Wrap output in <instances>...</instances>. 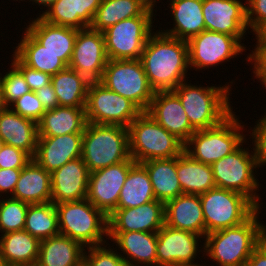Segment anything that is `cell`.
<instances>
[{"label":"cell","mask_w":266,"mask_h":266,"mask_svg":"<svg viewBox=\"0 0 266 266\" xmlns=\"http://www.w3.org/2000/svg\"><path fill=\"white\" fill-rule=\"evenodd\" d=\"M134 163L130 157L126 161L90 173L86 199L107 217L117 209L121 189Z\"/></svg>","instance_id":"obj_15"},{"label":"cell","mask_w":266,"mask_h":266,"mask_svg":"<svg viewBox=\"0 0 266 266\" xmlns=\"http://www.w3.org/2000/svg\"><path fill=\"white\" fill-rule=\"evenodd\" d=\"M83 133L38 137L33 159L50 174L81 157Z\"/></svg>","instance_id":"obj_21"},{"label":"cell","mask_w":266,"mask_h":266,"mask_svg":"<svg viewBox=\"0 0 266 266\" xmlns=\"http://www.w3.org/2000/svg\"><path fill=\"white\" fill-rule=\"evenodd\" d=\"M21 169H1L0 168V198L2 194L11 197L16 183L18 182Z\"/></svg>","instance_id":"obj_48"},{"label":"cell","mask_w":266,"mask_h":266,"mask_svg":"<svg viewBox=\"0 0 266 266\" xmlns=\"http://www.w3.org/2000/svg\"><path fill=\"white\" fill-rule=\"evenodd\" d=\"M108 60L103 33L90 27L79 29L69 67L89 81H100Z\"/></svg>","instance_id":"obj_16"},{"label":"cell","mask_w":266,"mask_h":266,"mask_svg":"<svg viewBox=\"0 0 266 266\" xmlns=\"http://www.w3.org/2000/svg\"><path fill=\"white\" fill-rule=\"evenodd\" d=\"M139 4H141L146 10L151 11L154 13L156 10L154 9L157 2H160L159 0H136Z\"/></svg>","instance_id":"obj_52"},{"label":"cell","mask_w":266,"mask_h":266,"mask_svg":"<svg viewBox=\"0 0 266 266\" xmlns=\"http://www.w3.org/2000/svg\"><path fill=\"white\" fill-rule=\"evenodd\" d=\"M246 62L251 64L250 67H253L252 73L253 77L258 79L261 83V87L266 89V53L265 52H251L246 57ZM253 65V66H252Z\"/></svg>","instance_id":"obj_47"},{"label":"cell","mask_w":266,"mask_h":266,"mask_svg":"<svg viewBox=\"0 0 266 266\" xmlns=\"http://www.w3.org/2000/svg\"><path fill=\"white\" fill-rule=\"evenodd\" d=\"M108 240L121 250L126 266H157V232H108Z\"/></svg>","instance_id":"obj_22"},{"label":"cell","mask_w":266,"mask_h":266,"mask_svg":"<svg viewBox=\"0 0 266 266\" xmlns=\"http://www.w3.org/2000/svg\"><path fill=\"white\" fill-rule=\"evenodd\" d=\"M89 83L84 75L69 66L51 76L59 106L86 107Z\"/></svg>","instance_id":"obj_35"},{"label":"cell","mask_w":266,"mask_h":266,"mask_svg":"<svg viewBox=\"0 0 266 266\" xmlns=\"http://www.w3.org/2000/svg\"><path fill=\"white\" fill-rule=\"evenodd\" d=\"M9 107L19 115L31 119L36 123L41 120L46 111L38 99L37 94L33 91L25 93L23 96L15 100Z\"/></svg>","instance_id":"obj_42"},{"label":"cell","mask_w":266,"mask_h":266,"mask_svg":"<svg viewBox=\"0 0 266 266\" xmlns=\"http://www.w3.org/2000/svg\"><path fill=\"white\" fill-rule=\"evenodd\" d=\"M27 1L32 2V4H37L39 7L41 5L40 7L41 10L43 9L42 7L44 6L45 10V8H48L56 0H27Z\"/></svg>","instance_id":"obj_53"},{"label":"cell","mask_w":266,"mask_h":266,"mask_svg":"<svg viewBox=\"0 0 266 266\" xmlns=\"http://www.w3.org/2000/svg\"><path fill=\"white\" fill-rule=\"evenodd\" d=\"M38 123L7 107L0 113V138L4 144L27 152L32 158L38 142Z\"/></svg>","instance_id":"obj_26"},{"label":"cell","mask_w":266,"mask_h":266,"mask_svg":"<svg viewBox=\"0 0 266 266\" xmlns=\"http://www.w3.org/2000/svg\"><path fill=\"white\" fill-rule=\"evenodd\" d=\"M155 92L173 91L186 81L189 70L188 43L156 30L149 37L139 59Z\"/></svg>","instance_id":"obj_1"},{"label":"cell","mask_w":266,"mask_h":266,"mask_svg":"<svg viewBox=\"0 0 266 266\" xmlns=\"http://www.w3.org/2000/svg\"><path fill=\"white\" fill-rule=\"evenodd\" d=\"M264 237L266 239V223H265V229H264Z\"/></svg>","instance_id":"obj_56"},{"label":"cell","mask_w":266,"mask_h":266,"mask_svg":"<svg viewBox=\"0 0 266 266\" xmlns=\"http://www.w3.org/2000/svg\"><path fill=\"white\" fill-rule=\"evenodd\" d=\"M165 224L205 238V222L199 195L181 194L165 203Z\"/></svg>","instance_id":"obj_25"},{"label":"cell","mask_w":266,"mask_h":266,"mask_svg":"<svg viewBox=\"0 0 266 266\" xmlns=\"http://www.w3.org/2000/svg\"><path fill=\"white\" fill-rule=\"evenodd\" d=\"M167 6L172 13L174 24L171 29L159 30L161 33L188 41L191 37L206 30L202 13L203 0H169Z\"/></svg>","instance_id":"obj_27"},{"label":"cell","mask_w":266,"mask_h":266,"mask_svg":"<svg viewBox=\"0 0 266 266\" xmlns=\"http://www.w3.org/2000/svg\"><path fill=\"white\" fill-rule=\"evenodd\" d=\"M10 70L0 73V83L5 104L9 107L15 100L30 91L23 73L11 62Z\"/></svg>","instance_id":"obj_40"},{"label":"cell","mask_w":266,"mask_h":266,"mask_svg":"<svg viewBox=\"0 0 266 266\" xmlns=\"http://www.w3.org/2000/svg\"><path fill=\"white\" fill-rule=\"evenodd\" d=\"M3 145H4V142H3L2 139L0 138V151H1V148H2Z\"/></svg>","instance_id":"obj_55"},{"label":"cell","mask_w":266,"mask_h":266,"mask_svg":"<svg viewBox=\"0 0 266 266\" xmlns=\"http://www.w3.org/2000/svg\"><path fill=\"white\" fill-rule=\"evenodd\" d=\"M165 225V203L154 200L133 208H117L108 216V232H158Z\"/></svg>","instance_id":"obj_18"},{"label":"cell","mask_w":266,"mask_h":266,"mask_svg":"<svg viewBox=\"0 0 266 266\" xmlns=\"http://www.w3.org/2000/svg\"><path fill=\"white\" fill-rule=\"evenodd\" d=\"M102 0H56L38 14L50 24L84 29L91 25Z\"/></svg>","instance_id":"obj_24"},{"label":"cell","mask_w":266,"mask_h":266,"mask_svg":"<svg viewBox=\"0 0 266 266\" xmlns=\"http://www.w3.org/2000/svg\"><path fill=\"white\" fill-rule=\"evenodd\" d=\"M61 235L84 248L108 242V217L89 200L63 202L55 205Z\"/></svg>","instance_id":"obj_6"},{"label":"cell","mask_w":266,"mask_h":266,"mask_svg":"<svg viewBox=\"0 0 266 266\" xmlns=\"http://www.w3.org/2000/svg\"><path fill=\"white\" fill-rule=\"evenodd\" d=\"M0 199V232L1 235L8 232L22 231L25 226L26 213L29 204L13 199L1 197Z\"/></svg>","instance_id":"obj_39"},{"label":"cell","mask_w":266,"mask_h":266,"mask_svg":"<svg viewBox=\"0 0 266 266\" xmlns=\"http://www.w3.org/2000/svg\"><path fill=\"white\" fill-rule=\"evenodd\" d=\"M248 28L255 35L266 25V0H246Z\"/></svg>","instance_id":"obj_46"},{"label":"cell","mask_w":266,"mask_h":266,"mask_svg":"<svg viewBox=\"0 0 266 266\" xmlns=\"http://www.w3.org/2000/svg\"><path fill=\"white\" fill-rule=\"evenodd\" d=\"M233 81L226 82L223 86L204 87L200 84L192 85L186 80L173 90L195 131L217 126L233 112L229 101L232 84L235 83Z\"/></svg>","instance_id":"obj_3"},{"label":"cell","mask_w":266,"mask_h":266,"mask_svg":"<svg viewBox=\"0 0 266 266\" xmlns=\"http://www.w3.org/2000/svg\"><path fill=\"white\" fill-rule=\"evenodd\" d=\"M204 215L205 235L243 224L259 208L245 195L213 188L199 195Z\"/></svg>","instance_id":"obj_8"},{"label":"cell","mask_w":266,"mask_h":266,"mask_svg":"<svg viewBox=\"0 0 266 266\" xmlns=\"http://www.w3.org/2000/svg\"><path fill=\"white\" fill-rule=\"evenodd\" d=\"M8 106L5 104L4 98H3V91L2 86L0 83V113L3 112Z\"/></svg>","instance_id":"obj_54"},{"label":"cell","mask_w":266,"mask_h":266,"mask_svg":"<svg viewBox=\"0 0 266 266\" xmlns=\"http://www.w3.org/2000/svg\"><path fill=\"white\" fill-rule=\"evenodd\" d=\"M260 213L259 208L243 224L205 235L202 257L207 256L218 266H246L252 251L265 238Z\"/></svg>","instance_id":"obj_2"},{"label":"cell","mask_w":266,"mask_h":266,"mask_svg":"<svg viewBox=\"0 0 266 266\" xmlns=\"http://www.w3.org/2000/svg\"><path fill=\"white\" fill-rule=\"evenodd\" d=\"M84 250L79 242L58 234L40 241L35 266H80Z\"/></svg>","instance_id":"obj_31"},{"label":"cell","mask_w":266,"mask_h":266,"mask_svg":"<svg viewBox=\"0 0 266 266\" xmlns=\"http://www.w3.org/2000/svg\"><path fill=\"white\" fill-rule=\"evenodd\" d=\"M23 230L40 241L60 234L55 204H29Z\"/></svg>","instance_id":"obj_38"},{"label":"cell","mask_w":266,"mask_h":266,"mask_svg":"<svg viewBox=\"0 0 266 266\" xmlns=\"http://www.w3.org/2000/svg\"><path fill=\"white\" fill-rule=\"evenodd\" d=\"M189 68L200 72L202 69L217 67L231 62L247 50L236 37L224 33L204 30L188 41ZM238 55V56H237Z\"/></svg>","instance_id":"obj_13"},{"label":"cell","mask_w":266,"mask_h":266,"mask_svg":"<svg viewBox=\"0 0 266 266\" xmlns=\"http://www.w3.org/2000/svg\"><path fill=\"white\" fill-rule=\"evenodd\" d=\"M235 113L217 126L195 131L184 144V151L198 162L212 165L246 144L245 123Z\"/></svg>","instance_id":"obj_5"},{"label":"cell","mask_w":266,"mask_h":266,"mask_svg":"<svg viewBox=\"0 0 266 266\" xmlns=\"http://www.w3.org/2000/svg\"><path fill=\"white\" fill-rule=\"evenodd\" d=\"M146 112L183 144L195 132L190 125L179 97L173 91L155 92Z\"/></svg>","instance_id":"obj_19"},{"label":"cell","mask_w":266,"mask_h":266,"mask_svg":"<svg viewBox=\"0 0 266 266\" xmlns=\"http://www.w3.org/2000/svg\"><path fill=\"white\" fill-rule=\"evenodd\" d=\"M81 157L90 173L128 160V128L87 122L83 132Z\"/></svg>","instance_id":"obj_4"},{"label":"cell","mask_w":266,"mask_h":266,"mask_svg":"<svg viewBox=\"0 0 266 266\" xmlns=\"http://www.w3.org/2000/svg\"><path fill=\"white\" fill-rule=\"evenodd\" d=\"M145 10L136 0H102L89 27L103 32L122 20L140 16Z\"/></svg>","instance_id":"obj_37"},{"label":"cell","mask_w":266,"mask_h":266,"mask_svg":"<svg viewBox=\"0 0 266 266\" xmlns=\"http://www.w3.org/2000/svg\"><path fill=\"white\" fill-rule=\"evenodd\" d=\"M242 1L203 0L202 13L206 30L234 36L242 42L246 33H249L246 1Z\"/></svg>","instance_id":"obj_17"},{"label":"cell","mask_w":266,"mask_h":266,"mask_svg":"<svg viewBox=\"0 0 266 266\" xmlns=\"http://www.w3.org/2000/svg\"><path fill=\"white\" fill-rule=\"evenodd\" d=\"M155 16L153 12L145 10L140 16L122 20L104 30L102 33L108 59H140L146 42L157 27L153 24Z\"/></svg>","instance_id":"obj_10"},{"label":"cell","mask_w":266,"mask_h":266,"mask_svg":"<svg viewBox=\"0 0 266 266\" xmlns=\"http://www.w3.org/2000/svg\"><path fill=\"white\" fill-rule=\"evenodd\" d=\"M87 124L85 107L58 106L46 110L38 122L39 137L83 133Z\"/></svg>","instance_id":"obj_29"},{"label":"cell","mask_w":266,"mask_h":266,"mask_svg":"<svg viewBox=\"0 0 266 266\" xmlns=\"http://www.w3.org/2000/svg\"><path fill=\"white\" fill-rule=\"evenodd\" d=\"M246 266H266V239L252 251Z\"/></svg>","instance_id":"obj_50"},{"label":"cell","mask_w":266,"mask_h":266,"mask_svg":"<svg viewBox=\"0 0 266 266\" xmlns=\"http://www.w3.org/2000/svg\"><path fill=\"white\" fill-rule=\"evenodd\" d=\"M0 258L2 264L35 266L40 240L25 230L0 235Z\"/></svg>","instance_id":"obj_30"},{"label":"cell","mask_w":266,"mask_h":266,"mask_svg":"<svg viewBox=\"0 0 266 266\" xmlns=\"http://www.w3.org/2000/svg\"><path fill=\"white\" fill-rule=\"evenodd\" d=\"M85 112L89 123L127 128L142 113L132 101L111 91L100 81L89 83Z\"/></svg>","instance_id":"obj_12"},{"label":"cell","mask_w":266,"mask_h":266,"mask_svg":"<svg viewBox=\"0 0 266 266\" xmlns=\"http://www.w3.org/2000/svg\"><path fill=\"white\" fill-rule=\"evenodd\" d=\"M153 187L146 168L135 162L121 189L117 208H133L154 201Z\"/></svg>","instance_id":"obj_36"},{"label":"cell","mask_w":266,"mask_h":266,"mask_svg":"<svg viewBox=\"0 0 266 266\" xmlns=\"http://www.w3.org/2000/svg\"><path fill=\"white\" fill-rule=\"evenodd\" d=\"M147 170L155 199L166 203L183 194L177 175V157L141 163Z\"/></svg>","instance_id":"obj_32"},{"label":"cell","mask_w":266,"mask_h":266,"mask_svg":"<svg viewBox=\"0 0 266 266\" xmlns=\"http://www.w3.org/2000/svg\"><path fill=\"white\" fill-rule=\"evenodd\" d=\"M100 82L132 101L142 112L148 110L155 94L139 59H109Z\"/></svg>","instance_id":"obj_11"},{"label":"cell","mask_w":266,"mask_h":266,"mask_svg":"<svg viewBox=\"0 0 266 266\" xmlns=\"http://www.w3.org/2000/svg\"><path fill=\"white\" fill-rule=\"evenodd\" d=\"M90 172L83 158L67 162L51 173V202L55 205L86 199Z\"/></svg>","instance_id":"obj_20"},{"label":"cell","mask_w":266,"mask_h":266,"mask_svg":"<svg viewBox=\"0 0 266 266\" xmlns=\"http://www.w3.org/2000/svg\"><path fill=\"white\" fill-rule=\"evenodd\" d=\"M177 175L184 194L201 195L216 187L211 165L198 162L185 151L177 157Z\"/></svg>","instance_id":"obj_33"},{"label":"cell","mask_w":266,"mask_h":266,"mask_svg":"<svg viewBox=\"0 0 266 266\" xmlns=\"http://www.w3.org/2000/svg\"><path fill=\"white\" fill-rule=\"evenodd\" d=\"M130 157L137 163L178 157L184 144L147 112H142L128 127Z\"/></svg>","instance_id":"obj_7"},{"label":"cell","mask_w":266,"mask_h":266,"mask_svg":"<svg viewBox=\"0 0 266 266\" xmlns=\"http://www.w3.org/2000/svg\"><path fill=\"white\" fill-rule=\"evenodd\" d=\"M82 264L84 266H126L116 247L111 248L108 242L85 248Z\"/></svg>","instance_id":"obj_41"},{"label":"cell","mask_w":266,"mask_h":266,"mask_svg":"<svg viewBox=\"0 0 266 266\" xmlns=\"http://www.w3.org/2000/svg\"><path fill=\"white\" fill-rule=\"evenodd\" d=\"M11 58L13 59L10 62L23 73L30 91L35 92L51 83V76L49 74L26 66L14 53Z\"/></svg>","instance_id":"obj_45"},{"label":"cell","mask_w":266,"mask_h":266,"mask_svg":"<svg viewBox=\"0 0 266 266\" xmlns=\"http://www.w3.org/2000/svg\"><path fill=\"white\" fill-rule=\"evenodd\" d=\"M25 31V32H24ZM13 53L28 67L53 76L67 65L58 55L47 51L26 30Z\"/></svg>","instance_id":"obj_34"},{"label":"cell","mask_w":266,"mask_h":266,"mask_svg":"<svg viewBox=\"0 0 266 266\" xmlns=\"http://www.w3.org/2000/svg\"><path fill=\"white\" fill-rule=\"evenodd\" d=\"M32 19L25 30L47 51L58 55L69 66L78 29L50 24L40 16Z\"/></svg>","instance_id":"obj_23"},{"label":"cell","mask_w":266,"mask_h":266,"mask_svg":"<svg viewBox=\"0 0 266 266\" xmlns=\"http://www.w3.org/2000/svg\"><path fill=\"white\" fill-rule=\"evenodd\" d=\"M252 131V132H250ZM248 129L250 133L248 140L252 139V144L254 147L251 149L254 151L256 164L258 168L266 166V111L261 118L257 120L256 125Z\"/></svg>","instance_id":"obj_43"},{"label":"cell","mask_w":266,"mask_h":266,"mask_svg":"<svg viewBox=\"0 0 266 266\" xmlns=\"http://www.w3.org/2000/svg\"><path fill=\"white\" fill-rule=\"evenodd\" d=\"M33 158L25 151L4 144L0 151V168L1 169H22Z\"/></svg>","instance_id":"obj_44"},{"label":"cell","mask_w":266,"mask_h":266,"mask_svg":"<svg viewBox=\"0 0 266 266\" xmlns=\"http://www.w3.org/2000/svg\"><path fill=\"white\" fill-rule=\"evenodd\" d=\"M51 174L34 159L21 169L11 198L27 204L51 202Z\"/></svg>","instance_id":"obj_28"},{"label":"cell","mask_w":266,"mask_h":266,"mask_svg":"<svg viewBox=\"0 0 266 266\" xmlns=\"http://www.w3.org/2000/svg\"><path fill=\"white\" fill-rule=\"evenodd\" d=\"M35 93L45 110H52L59 106L55 90L51 83L38 89Z\"/></svg>","instance_id":"obj_49"},{"label":"cell","mask_w":266,"mask_h":266,"mask_svg":"<svg viewBox=\"0 0 266 266\" xmlns=\"http://www.w3.org/2000/svg\"><path fill=\"white\" fill-rule=\"evenodd\" d=\"M242 146L244 145L211 165L214 181L217 188L239 192L262 210V203L259 201L261 197L257 193L261 184L256 176L258 167L255 154Z\"/></svg>","instance_id":"obj_9"},{"label":"cell","mask_w":266,"mask_h":266,"mask_svg":"<svg viewBox=\"0 0 266 266\" xmlns=\"http://www.w3.org/2000/svg\"><path fill=\"white\" fill-rule=\"evenodd\" d=\"M256 44L254 49L251 52H265L266 53V25L263 26L256 34H255Z\"/></svg>","instance_id":"obj_51"},{"label":"cell","mask_w":266,"mask_h":266,"mask_svg":"<svg viewBox=\"0 0 266 266\" xmlns=\"http://www.w3.org/2000/svg\"><path fill=\"white\" fill-rule=\"evenodd\" d=\"M201 240L204 241L201 235L165 224L157 232V266H204L203 262H195L199 252H204V242L199 245Z\"/></svg>","instance_id":"obj_14"}]
</instances>
